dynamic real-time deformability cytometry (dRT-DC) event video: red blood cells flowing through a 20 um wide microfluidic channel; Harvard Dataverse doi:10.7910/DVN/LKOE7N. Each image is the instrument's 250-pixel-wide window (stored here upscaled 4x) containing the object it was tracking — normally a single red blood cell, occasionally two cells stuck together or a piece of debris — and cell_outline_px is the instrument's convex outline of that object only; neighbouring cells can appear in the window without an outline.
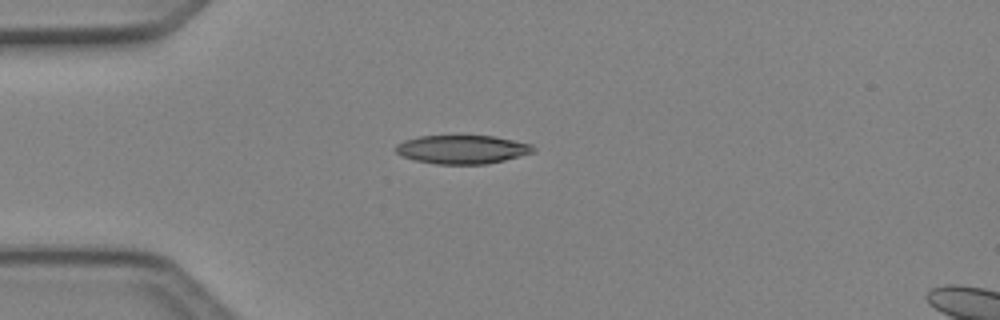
{"species": "Egyptian fruit bat (a non-hibernating species)", "species_latin": "Rousettus aegyptiacus", "temperature_condition": "cold", "stored_images_in_passage": 1, "camera_frame_rate_fps": 3000, "um_per_image_px": 0.085, "animal": {"sex": "female"}, "frame": {"image": 1, "passage_image": 1, "time_ms": 0.0, "image_size_px": [1000, 320], "cell_outline_px": [[536, 152], [504, 160], [484, 164], [436, 164], [416, 160], [400, 156], [396, 152], [396, 144], [404, 140], [420, 136], [492, 136], [532, 144], [536, 148]], "centroid_in_image_um": [39.29, 12.7], "position_along_channel_um": 45.7, "area_um2": 22.89}}